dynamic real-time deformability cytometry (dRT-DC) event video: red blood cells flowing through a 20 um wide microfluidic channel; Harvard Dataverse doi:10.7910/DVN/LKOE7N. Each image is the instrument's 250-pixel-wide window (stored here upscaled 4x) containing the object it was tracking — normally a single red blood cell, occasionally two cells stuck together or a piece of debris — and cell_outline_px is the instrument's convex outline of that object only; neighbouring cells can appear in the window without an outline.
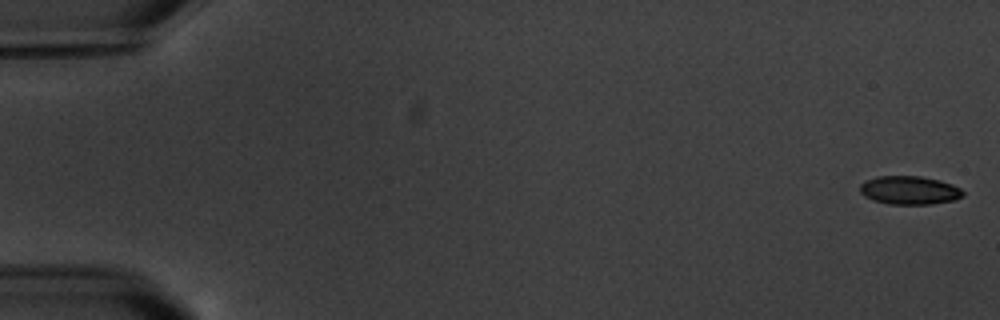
{"species": "common noctule bat (a hibernating species)", "species_latin": "Nyctalus noctula", "temperature_condition": "warm", "stored_images_in_passage": 5, "camera_frame_rate_fps": 3000, "um_per_image_px": 0.085, "animal": {"sex": "male", "body_mass_g": 20.1, "forearm_length_mm": 53.5}, "frame": {"image": 1, "passage_image": 1, "time_ms": 0.0, "image_size_px": [1000, 320], "cell_outline_px": [[964, 196], [952, 200], [932, 204], [888, 204], [872, 200], [864, 196], [860, 192], [860, 184], [864, 180], [876, 176], [920, 176], [940, 180], [952, 184], [960, 188], [964, 192]], "centroid_in_image_um": [77.27, 16.16], "position_along_channel_um": 7.7, "area_um2": 17.22}}
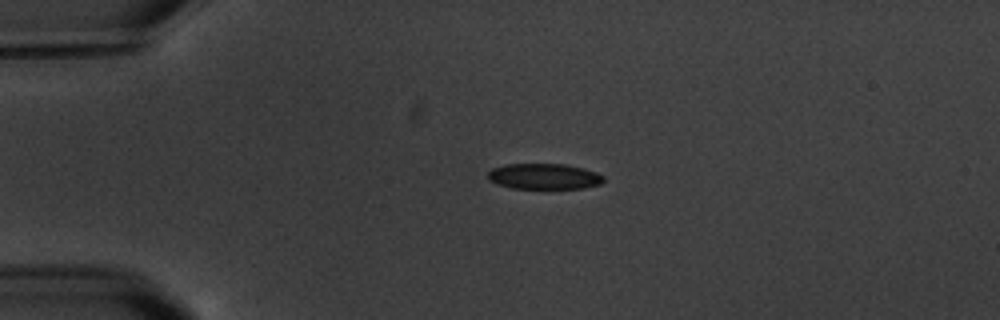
{"frame": {"image": 2, "passage_image": 4, "time_ms": 4.333, "image_size_px": [1000, 320], "cell_outline_px": [[604, 180], [600, 184], [584, 188], [544, 192], [512, 188], [496, 184], [488, 180], [488, 172], [492, 168], [504, 164], [564, 164], [596, 172], [604, 176]], "centroid_in_image_um": [46.22, 15.05], "position_along_channel_um": 38.8, "area_um2": 18.32}}